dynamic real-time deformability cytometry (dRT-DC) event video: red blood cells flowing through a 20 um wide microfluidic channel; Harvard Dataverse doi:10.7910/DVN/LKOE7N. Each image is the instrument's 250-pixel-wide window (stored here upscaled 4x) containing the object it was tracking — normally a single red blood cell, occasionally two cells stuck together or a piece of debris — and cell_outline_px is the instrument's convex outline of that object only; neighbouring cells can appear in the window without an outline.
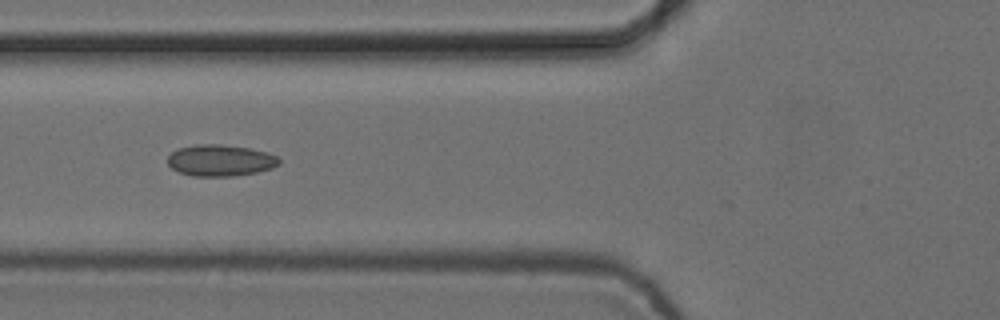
{"species": "common noctule bat (a hibernating species)", "species_latin": "Nyctalus noctula", "temperature_condition": "cold", "stored_images_in_passage": 4, "camera_frame_rate_fps": 3000, "um_per_image_px": 0.085, "animal": {"sex": "female", "body_mass_g": 24.6, "forearm_length_mm": 56.2}, "frame": {"image": 1, "passage_image": 4, "time_ms": 1.0, "image_size_px": [1000, 320], "cell_outline_px": [[280, 164], [272, 168], [256, 172], [236, 176], [192, 176], [180, 172], [172, 168], [168, 164], [168, 156], [176, 148], [196, 144], [220, 144], [248, 148], [268, 152], [276, 156], [280, 160]], "centroid_in_image_um": [18.72, 13.63], "position_along_channel_um": 107.1, "area_um2": 20.52}}